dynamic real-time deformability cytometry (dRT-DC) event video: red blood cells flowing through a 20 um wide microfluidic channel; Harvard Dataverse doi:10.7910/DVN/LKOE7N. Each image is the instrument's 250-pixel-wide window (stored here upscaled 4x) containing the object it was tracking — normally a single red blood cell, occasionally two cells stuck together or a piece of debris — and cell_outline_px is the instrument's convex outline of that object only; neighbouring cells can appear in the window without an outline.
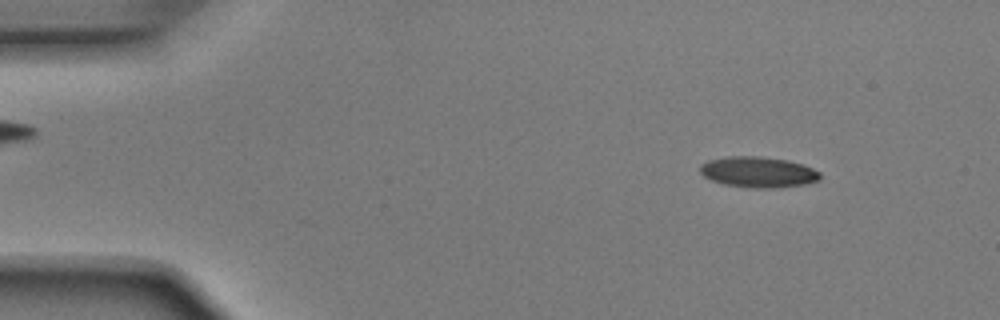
{"species": "Egyptian fruit bat (a non-hibernating species)", "species_latin": "Rousettus aegyptiacus", "temperature_condition": "room temperature", "stored_images_in_passage": 3, "camera_frame_rate_fps": 3000, "um_per_image_px": 0.085, "animal": {"sex": "male"}, "frame": {"image": 1, "passage_image": 1, "time_ms": 0.0, "image_size_px": [1000, 320], "cell_outline_px": [[820, 180], [804, 184], [776, 188], [752, 188], [724, 184], [712, 180], [704, 176], [700, 172], [700, 164], [708, 160], [728, 156], [760, 156], [788, 160], [812, 168], [820, 172]], "centroid_in_image_um": [64.43, 14.62], "position_along_channel_um": 20.6, "area_um2": 21.5}}
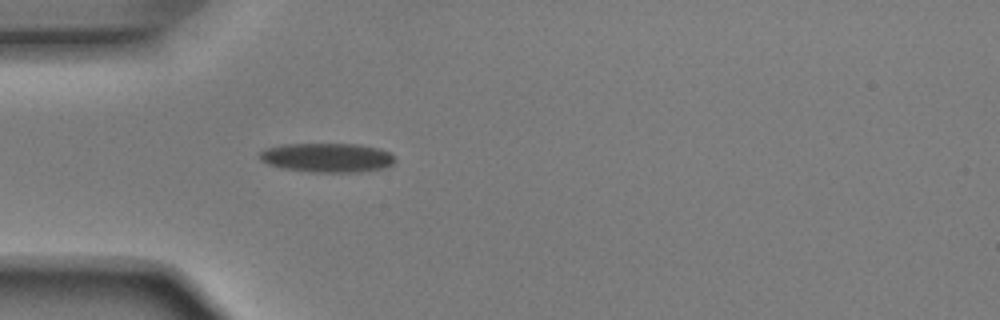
{"frame": {"image": 2, "passage_image": 3, "time_ms": 0.667, "image_size_px": [1000, 320], "cell_outline_px": [[396, 160], [392, 164], [384, 168], [360, 172], [312, 172], [280, 168], [268, 164], [260, 160], [260, 152], [264, 148], [284, 144], [356, 144], [380, 148], [388, 152]], "centroid_in_image_um": [27.79, 13.4], "position_along_channel_um": 57.2, "area_um2": 23.12}}